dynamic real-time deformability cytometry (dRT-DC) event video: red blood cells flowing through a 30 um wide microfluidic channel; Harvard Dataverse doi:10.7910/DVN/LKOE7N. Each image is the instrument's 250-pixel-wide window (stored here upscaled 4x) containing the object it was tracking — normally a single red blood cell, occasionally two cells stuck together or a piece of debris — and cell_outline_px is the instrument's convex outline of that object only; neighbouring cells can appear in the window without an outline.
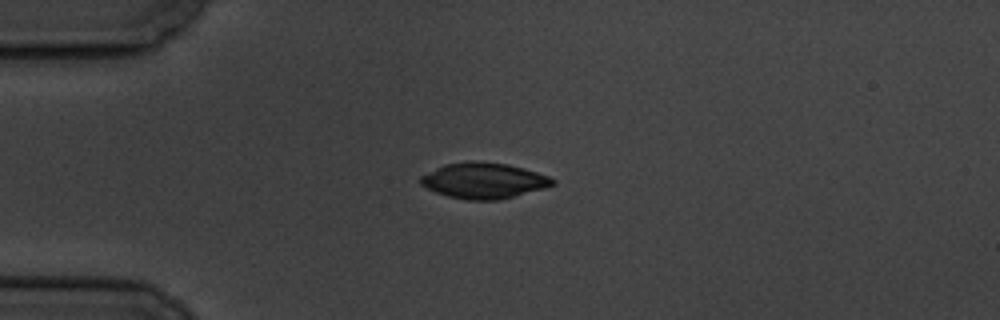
{"species": "common noctule bat (a hibernating species)", "species_latin": "Nyctalus noctula", "temperature_condition": "cold", "stored_images_in_passage": 6, "camera_frame_rate_fps": 3000, "um_per_image_px": 0.085, "animal": {"sex": "male", "body_mass_g": 19.5, "forearm_length_mm": 54.6}, "frame": {"image": 1, "passage_image": 4, "time_ms": 3.333, "image_size_px": [1000, 320], "cell_outline_px": [[556, 184], [544, 188], [500, 200], [468, 200], [448, 196], [436, 192], [420, 184], [420, 176], [444, 164], [468, 160], [480, 160], [508, 164], [524, 168], [548, 176], [556, 180]], "centroid_in_image_um": [41.12, 15.33], "position_along_channel_um": 43.9, "area_um2": 27.69}}
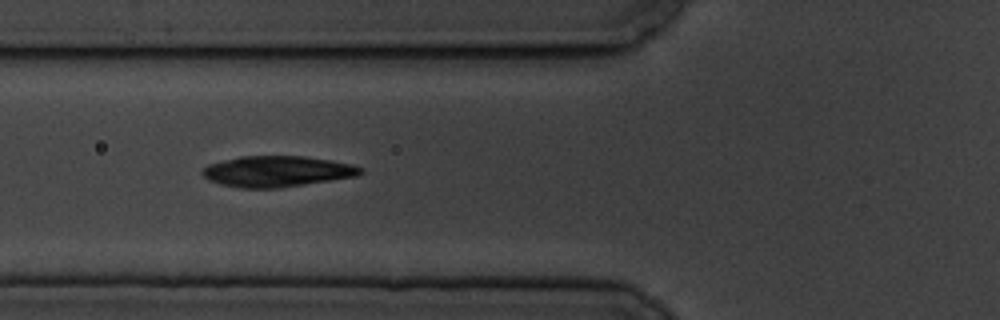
{"frame": {"image": 2, "passage_image": 6, "time_ms": 5.667, "image_size_px": [1000, 320], "cell_outline_px": [[364, 172], [356, 176], [280, 188], [240, 188], [220, 184], [208, 180], [200, 172], [208, 164], [240, 156], [304, 156], [332, 160], [352, 164], [364, 168]], "centroid_in_image_um": [23.55, 14.56], "position_along_channel_um": 102.2, "area_um2": 28.55}}